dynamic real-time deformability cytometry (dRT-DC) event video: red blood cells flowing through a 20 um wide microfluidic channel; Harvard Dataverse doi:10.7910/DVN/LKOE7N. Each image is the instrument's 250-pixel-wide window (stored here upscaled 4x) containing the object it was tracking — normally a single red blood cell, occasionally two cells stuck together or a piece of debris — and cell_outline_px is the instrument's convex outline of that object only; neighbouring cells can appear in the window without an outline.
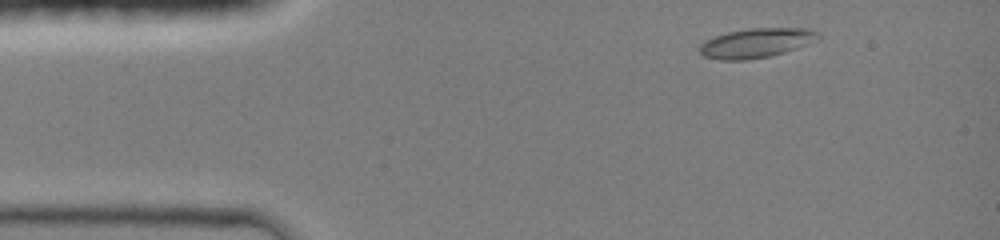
{"species": "common noctule bat (a hibernating species)", "species_latin": "Nyctalus noctula", "temperature_condition": "room temperature", "stored_images_in_passage": 5, "camera_frame_rate_fps": 3000, "um_per_image_px": 0.085, "animal": {"sex": "female", "body_mass_g": 19.0, "forearm_length_mm": 51.5}, "frame": {"image": 1, "passage_image": 1, "time_ms": 0.0, "image_size_px": [1000, 240], "cell_outline_px": [[820, 40], [784, 52], [768, 56], [748, 60], [720, 60], [704, 56], [700, 52], [700, 44], [704, 40], [728, 32], [748, 28], [808, 28], [820, 32]], "centroid_in_image_um": [64.32, 3.64], "position_along_channel_um": 20.7, "area_um2": 20.46}}